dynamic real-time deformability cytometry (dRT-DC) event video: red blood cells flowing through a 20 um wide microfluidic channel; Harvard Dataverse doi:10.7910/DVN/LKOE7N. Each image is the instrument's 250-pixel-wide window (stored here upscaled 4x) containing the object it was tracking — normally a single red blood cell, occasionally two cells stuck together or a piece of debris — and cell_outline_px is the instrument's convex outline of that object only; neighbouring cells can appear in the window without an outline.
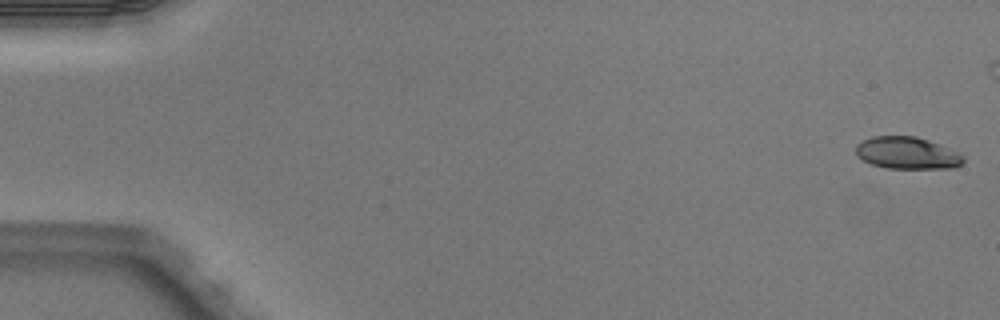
{"species": "Egyptian fruit bat (a non-hibernating species)", "species_latin": "Rousettus aegyptiacus", "temperature_condition": "warm", "stored_images_in_passage": 5, "camera_frame_rate_fps": 3000, "um_per_image_px": 0.085, "animal": {"sex": "male"}, "frame": {"image": 1, "passage_image": 1, "time_ms": 0.0, "image_size_px": [1000, 320], "cell_outline_px": [[964, 160], [960, 164], [952, 168], [888, 168], [872, 164], [864, 160], [856, 152], [856, 144], [872, 136], [916, 136], [928, 140], [948, 148], [964, 156]], "centroid_in_image_um": [77.1, 13.0], "position_along_channel_um": 7.9, "area_um2": 19.77}}